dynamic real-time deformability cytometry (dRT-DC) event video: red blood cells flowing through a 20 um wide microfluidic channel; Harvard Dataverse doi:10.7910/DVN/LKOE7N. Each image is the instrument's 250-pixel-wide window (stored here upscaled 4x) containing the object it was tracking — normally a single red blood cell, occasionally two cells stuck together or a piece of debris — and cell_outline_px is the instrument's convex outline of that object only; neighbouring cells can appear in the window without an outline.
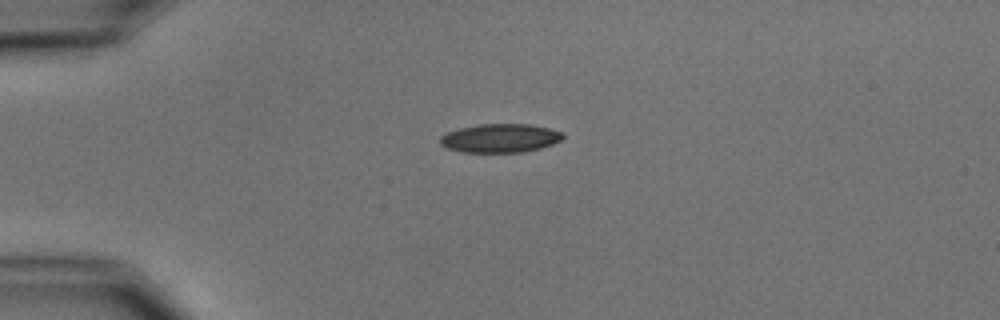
{"species": "common noctule bat (a hibernating species)", "species_latin": "Nyctalus noctula", "temperature_condition": "cold", "stored_images_in_passage": 41, "camera_frame_rate_fps": 3000, "um_per_image_px": 0.085, "animal": {"sex": "male", "body_mass_g": 15.6}, "frame": {"image": 1, "passage_image": 1, "time_ms": 0.0, "image_size_px": [1000, 320], "cell_outline_px": [[564, 136], [560, 140], [552, 144], [540, 148], [520, 152], [464, 152], [448, 148], [440, 144], [440, 136], [448, 132], [460, 128], [480, 124], [532, 124], [564, 132]], "centroid_in_image_um": [42.53, 11.73], "position_along_channel_um": 42.5, "area_um2": 20.4}}
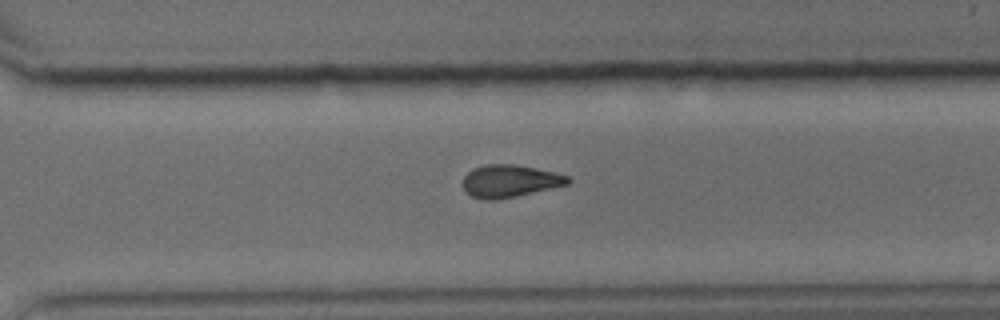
{"frame": {"image": 2, "passage_image": 26, "time_ms": 8.333, "image_size_px": [1000, 320], "cell_outline_px": [[572, 180], [568, 184], [516, 196], [496, 200], [484, 200], [472, 196], [464, 192], [464, 176], [472, 168], [488, 164], [512, 164], [536, 168], [568, 176]], "centroid_in_image_um": [43.3, 15.39], "position_along_channel_um": 327.3, "area_um2": 19.71}}
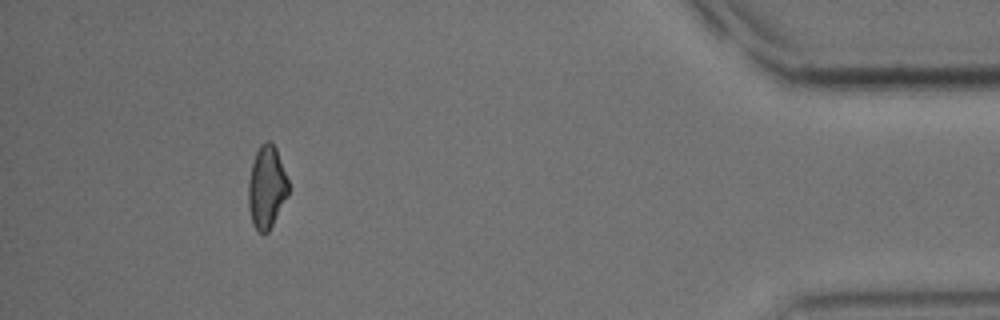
{"frame": {"image": 3, "passage_image": 37, "time_ms": 12.0, "image_size_px": [1000, 320], "cell_outline_px": [[288, 196], [268, 232], [256, 232], [252, 224], [248, 208], [248, 180], [252, 164], [256, 152], [260, 144], [264, 140], [272, 140], [276, 148], [288, 180]], "centroid_in_image_um": [22.65, 15.9], "position_along_channel_um": 412.6, "area_um2": 19.48}, "authors_computed_cell_mechanics": {"area_um2": 20.1722, "velocity_mm_per_s": 3.7614, "shape_relaxation_time_tau1_ms": 10.1589, "shape_relaxation_time_tau2_ms": null, "deformation_change_tau1": 0.2051, "deformation_change_tau2": null}}